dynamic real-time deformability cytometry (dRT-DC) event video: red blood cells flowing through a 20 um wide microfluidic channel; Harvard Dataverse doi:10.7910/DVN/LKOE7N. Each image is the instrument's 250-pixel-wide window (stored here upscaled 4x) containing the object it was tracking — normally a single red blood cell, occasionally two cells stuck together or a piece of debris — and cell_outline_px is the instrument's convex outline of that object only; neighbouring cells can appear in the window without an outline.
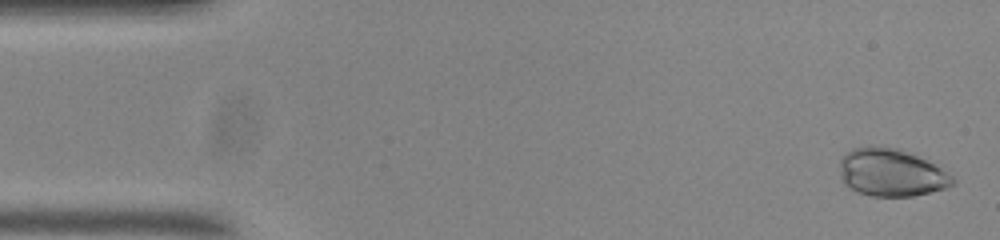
{"species": "common noctule bat (a hibernating species)", "species_latin": "Nyctalus noctula", "temperature_condition": "room temperature", "stored_images_in_passage": 55, "camera_frame_rate_fps": 3000, "um_per_image_px": 0.085, "animal": {"sex": "male", "body_mass_g": 20.0, "forearm_length_mm": 53.3}, "frame": {"image": 1, "passage_image": 2, "time_ms": 0.333, "image_size_px": [1000, 240], "cell_outline_px": [[956, 184], [944, 188], [912, 196], [872, 196], [856, 192], [844, 184], [840, 176], [840, 160], [852, 148], [872, 144], [896, 148], [916, 156], [940, 168], [952, 176], [956, 180]], "centroid_in_image_um": [75.7, 14.67], "position_along_channel_um": 9.3, "area_um2": 31.21}}
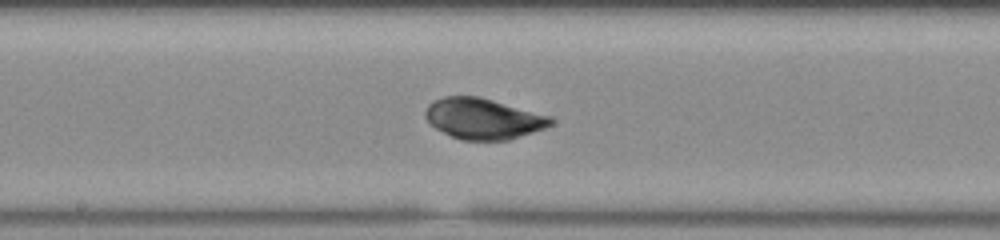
{"frame": {"image": 2, "passage_image": 28, "time_ms": 9.0, "image_size_px": [1000, 240], "cell_outline_px": [[556, 120], [552, 124], [544, 128], [508, 140], [460, 140], [436, 128], [424, 116], [424, 112], [428, 104], [432, 100], [444, 96], [480, 96], [552, 116]], "centroid_in_image_um": [41.08, 10.07], "position_along_channel_um": 207.1, "area_um2": 29.94}}
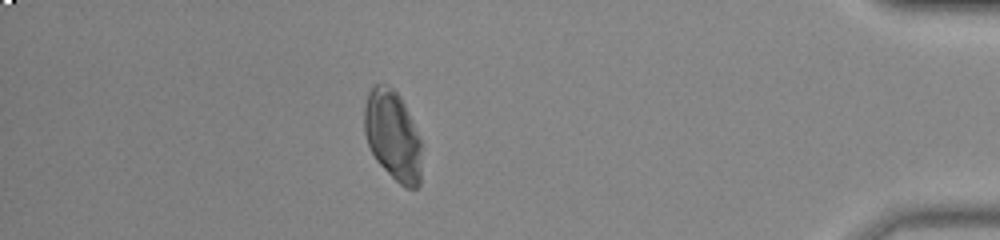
{"frame": {"image": 3, "passage_image": 48, "time_ms": 15.667, "image_size_px": [1000, 240], "cell_outline_px": [[420, 184], [416, 188], [408, 188], [400, 184], [376, 160], [368, 144], [364, 132], [364, 104], [368, 92], [372, 84], [388, 84], [400, 96], [404, 104], [420, 140]], "centroid_in_image_um": [33.35, 11.48], "position_along_channel_um": 401.9, "area_um2": 29.71}, "authors_computed_cell_mechanics": {"area_um2": 29.9404, "velocity_mm_per_s": 3.666, "shape_relaxation_time_tau1_ms": 3.542, "shape_relaxation_time_tau2_ms": null, "deformation_change_tau1": 0.0706, "deformation_change_tau2": null}}